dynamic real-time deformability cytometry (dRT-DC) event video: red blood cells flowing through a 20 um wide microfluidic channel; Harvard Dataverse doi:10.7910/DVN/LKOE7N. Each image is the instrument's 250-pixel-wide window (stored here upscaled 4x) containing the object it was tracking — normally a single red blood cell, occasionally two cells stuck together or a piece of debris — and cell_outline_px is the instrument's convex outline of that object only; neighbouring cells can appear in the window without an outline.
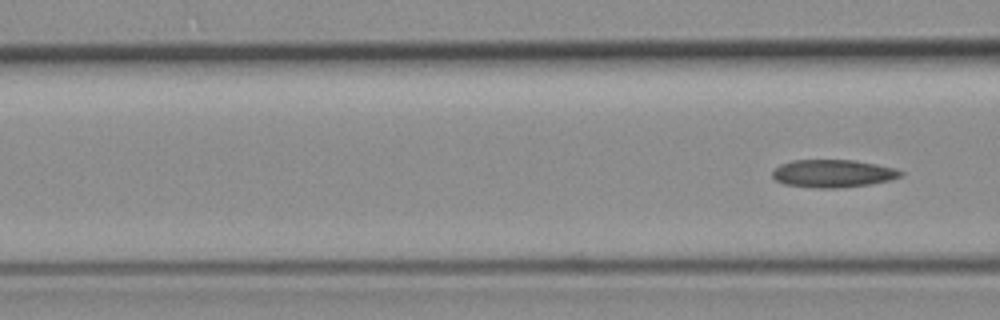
{"species": "common noctule bat (a hibernating species)", "species_latin": "Nyctalus noctula", "temperature_condition": "room temperature", "stored_images_in_passage": 5, "camera_frame_rate_fps": 3000, "um_per_image_px": 0.085, "animal": {"sex": "female", "body_mass_g": 19.3, "forearm_length_mm": 54.1}, "frame": {"image": 1, "passage_image": 5, "time_ms": 7.333, "image_size_px": [1000, 320], "cell_outline_px": [[904, 176], [888, 180], [868, 184], [836, 188], [816, 188], [784, 184], [776, 180], [772, 176], [772, 172], [780, 164], [792, 160], [856, 160], [896, 168], [904, 172]], "centroid_in_image_um": [70.81, 14.74], "position_along_channel_um": 95.8, "area_um2": 20.75}}